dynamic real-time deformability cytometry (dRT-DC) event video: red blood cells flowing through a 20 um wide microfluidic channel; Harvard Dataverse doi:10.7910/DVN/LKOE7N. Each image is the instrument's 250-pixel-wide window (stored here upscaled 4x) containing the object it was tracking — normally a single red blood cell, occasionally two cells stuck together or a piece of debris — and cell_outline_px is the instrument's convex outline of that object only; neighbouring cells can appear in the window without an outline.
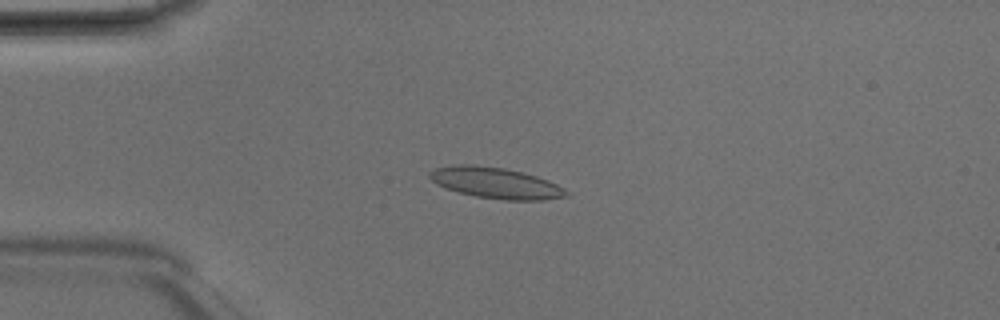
{"species": "Egyptian fruit bat (a non-hibernating species)", "species_latin": "Rousettus aegyptiacus", "temperature_condition": "room temperature", "stored_images_in_passage": 5, "camera_frame_rate_fps": 3000, "um_per_image_px": 0.085, "animal": {"sex": "male"}, "frame": {"image": 1, "passage_image": 2, "time_ms": 0.333, "image_size_px": [1000, 320], "cell_outline_px": [[568, 196], [544, 200], [504, 200], [476, 196], [460, 192], [436, 184], [428, 176], [428, 172], [436, 168], [452, 164], [476, 164], [504, 168], [524, 172], [548, 180], [564, 188], [568, 192]], "centroid_in_image_um": [42.13, 15.53], "position_along_channel_um": 42.9, "area_um2": 24.74}}
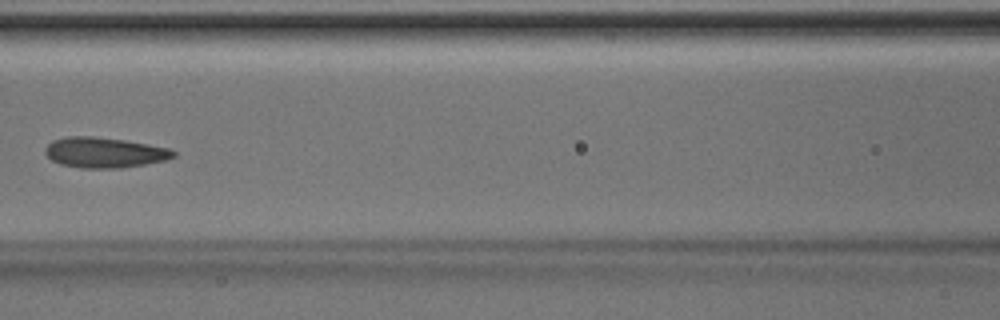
{"frame": {"image": 2, "passage_image": 5, "time_ms": 1.333, "image_size_px": [1000, 320], "cell_outline_px": [[176, 156], [168, 160], [120, 168], [80, 168], [60, 164], [52, 160], [44, 152], [44, 148], [52, 140], [68, 136], [92, 136], [124, 140], [148, 144], [168, 148], [176, 152]], "centroid_in_image_um": [8.87, 12.96], "position_along_channel_um": 157.7, "area_um2": 22.77}}